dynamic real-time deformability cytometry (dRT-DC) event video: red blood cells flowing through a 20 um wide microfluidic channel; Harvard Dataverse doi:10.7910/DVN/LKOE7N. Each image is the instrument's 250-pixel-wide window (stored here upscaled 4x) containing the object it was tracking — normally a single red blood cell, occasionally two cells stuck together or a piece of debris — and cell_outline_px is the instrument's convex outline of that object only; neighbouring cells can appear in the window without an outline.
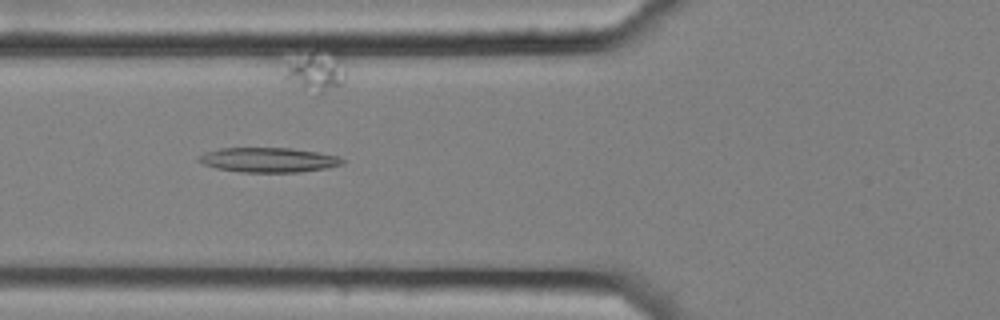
{"species": "common noctule bat (a hibernating species)", "species_latin": "Nyctalus noctula", "temperature_condition": "cold", "stored_images_in_passage": 12, "camera_frame_rate_fps": 3000, "um_per_image_px": 0.085, "animal": {"sex": "female", "body_mass_g": 25.1}, "frame": {"image": 1, "passage_image": 6, "time_ms": 1.667, "image_size_px": [1000, 320], "cell_outline_px": [[348, 160], [344, 164], [328, 168], [300, 172], [240, 172], [216, 168], [204, 164], [196, 160], [196, 156], [204, 152], [220, 148], [292, 148], [320, 152], [340, 156]], "centroid_in_image_um": [22.86, 13.59], "position_along_channel_um": 102.9, "area_um2": 21.1}}
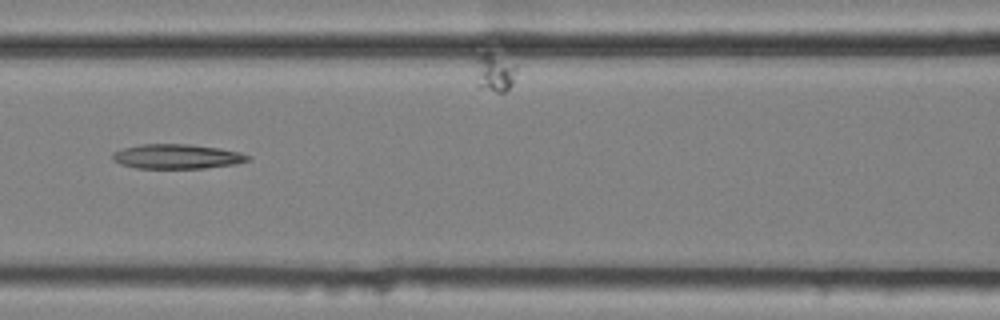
{"frame": {"image": 2, "passage_image": 7, "time_ms": 2.0, "image_size_px": [1000, 320], "cell_outline_px": [[252, 160], [236, 164], [204, 168], [136, 168], [120, 164], [112, 160], [112, 152], [124, 148], [140, 144], [188, 144], [220, 148], [240, 152], [252, 156]], "centroid_in_image_um": [15.07, 13.3], "position_along_channel_um": 151.5, "area_um2": 19.59}}